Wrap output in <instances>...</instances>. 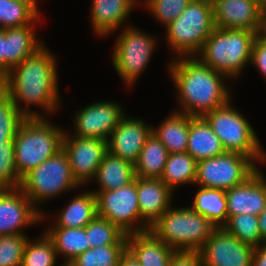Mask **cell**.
Listing matches in <instances>:
<instances>
[{
	"label": "cell",
	"instance_id": "cell-1",
	"mask_svg": "<svg viewBox=\"0 0 266 266\" xmlns=\"http://www.w3.org/2000/svg\"><path fill=\"white\" fill-rule=\"evenodd\" d=\"M48 49L44 45L14 66L0 81V86L9 94L25 118L45 117L35 110H30L31 106L43 109L45 114H54L60 109L57 59ZM22 103L25 104L23 108Z\"/></svg>",
	"mask_w": 266,
	"mask_h": 266
},
{
	"label": "cell",
	"instance_id": "cell-2",
	"mask_svg": "<svg viewBox=\"0 0 266 266\" xmlns=\"http://www.w3.org/2000/svg\"><path fill=\"white\" fill-rule=\"evenodd\" d=\"M167 65L175 85L177 112L191 117H204L215 108L231 100V90L226 84L229 77L204 65L197 57H176ZM226 78V79H225Z\"/></svg>",
	"mask_w": 266,
	"mask_h": 266
},
{
	"label": "cell",
	"instance_id": "cell-3",
	"mask_svg": "<svg viewBox=\"0 0 266 266\" xmlns=\"http://www.w3.org/2000/svg\"><path fill=\"white\" fill-rule=\"evenodd\" d=\"M255 38L256 32L247 29L215 28L195 57L229 79L238 78L251 62Z\"/></svg>",
	"mask_w": 266,
	"mask_h": 266
},
{
	"label": "cell",
	"instance_id": "cell-4",
	"mask_svg": "<svg viewBox=\"0 0 266 266\" xmlns=\"http://www.w3.org/2000/svg\"><path fill=\"white\" fill-rule=\"evenodd\" d=\"M64 132V128L47 117H29L22 121L13 139L15 165L21 179L62 149Z\"/></svg>",
	"mask_w": 266,
	"mask_h": 266
},
{
	"label": "cell",
	"instance_id": "cell-5",
	"mask_svg": "<svg viewBox=\"0 0 266 266\" xmlns=\"http://www.w3.org/2000/svg\"><path fill=\"white\" fill-rule=\"evenodd\" d=\"M216 227L191 207L172 205L150 227V231L176 251H199Z\"/></svg>",
	"mask_w": 266,
	"mask_h": 266
},
{
	"label": "cell",
	"instance_id": "cell-6",
	"mask_svg": "<svg viewBox=\"0 0 266 266\" xmlns=\"http://www.w3.org/2000/svg\"><path fill=\"white\" fill-rule=\"evenodd\" d=\"M215 28L212 1L191 0L180 16L165 27V39L177 57H193Z\"/></svg>",
	"mask_w": 266,
	"mask_h": 266
},
{
	"label": "cell",
	"instance_id": "cell-7",
	"mask_svg": "<svg viewBox=\"0 0 266 266\" xmlns=\"http://www.w3.org/2000/svg\"><path fill=\"white\" fill-rule=\"evenodd\" d=\"M79 187L81 186L73 177L68 156L63 149L29 171L20 184V189L42 214L41 223L49 216L40 209V203Z\"/></svg>",
	"mask_w": 266,
	"mask_h": 266
},
{
	"label": "cell",
	"instance_id": "cell-8",
	"mask_svg": "<svg viewBox=\"0 0 266 266\" xmlns=\"http://www.w3.org/2000/svg\"><path fill=\"white\" fill-rule=\"evenodd\" d=\"M231 102L232 100L215 108L204 118L210 124L213 132L220 138L225 152H237L246 155L255 163L265 162L266 153L261 147L256 131Z\"/></svg>",
	"mask_w": 266,
	"mask_h": 266
},
{
	"label": "cell",
	"instance_id": "cell-9",
	"mask_svg": "<svg viewBox=\"0 0 266 266\" xmlns=\"http://www.w3.org/2000/svg\"><path fill=\"white\" fill-rule=\"evenodd\" d=\"M115 41L111 56L114 70L131 87L150 63L157 39L127 22Z\"/></svg>",
	"mask_w": 266,
	"mask_h": 266
},
{
	"label": "cell",
	"instance_id": "cell-10",
	"mask_svg": "<svg viewBox=\"0 0 266 266\" xmlns=\"http://www.w3.org/2000/svg\"><path fill=\"white\" fill-rule=\"evenodd\" d=\"M93 193L97 216L107 219L126 235L150 229L140 218L136 176L132 182L116 190Z\"/></svg>",
	"mask_w": 266,
	"mask_h": 266
},
{
	"label": "cell",
	"instance_id": "cell-11",
	"mask_svg": "<svg viewBox=\"0 0 266 266\" xmlns=\"http://www.w3.org/2000/svg\"><path fill=\"white\" fill-rule=\"evenodd\" d=\"M259 166L248 156L237 152L197 162L195 186L227 191L249 178Z\"/></svg>",
	"mask_w": 266,
	"mask_h": 266
},
{
	"label": "cell",
	"instance_id": "cell-12",
	"mask_svg": "<svg viewBox=\"0 0 266 266\" xmlns=\"http://www.w3.org/2000/svg\"><path fill=\"white\" fill-rule=\"evenodd\" d=\"M62 149L68 156L73 177L83 186L94 181L97 169L108 152V141L71 135L66 130Z\"/></svg>",
	"mask_w": 266,
	"mask_h": 266
},
{
	"label": "cell",
	"instance_id": "cell-13",
	"mask_svg": "<svg viewBox=\"0 0 266 266\" xmlns=\"http://www.w3.org/2000/svg\"><path fill=\"white\" fill-rule=\"evenodd\" d=\"M122 109V105L113 101L88 104L75 113L74 132L71 135L108 141L112 131L126 115Z\"/></svg>",
	"mask_w": 266,
	"mask_h": 266
},
{
	"label": "cell",
	"instance_id": "cell-14",
	"mask_svg": "<svg viewBox=\"0 0 266 266\" xmlns=\"http://www.w3.org/2000/svg\"><path fill=\"white\" fill-rule=\"evenodd\" d=\"M199 252L203 266H252L254 247L219 227Z\"/></svg>",
	"mask_w": 266,
	"mask_h": 266
},
{
	"label": "cell",
	"instance_id": "cell-15",
	"mask_svg": "<svg viewBox=\"0 0 266 266\" xmlns=\"http://www.w3.org/2000/svg\"><path fill=\"white\" fill-rule=\"evenodd\" d=\"M41 215L20 188L0 189V236L25 234L24 228L41 223Z\"/></svg>",
	"mask_w": 266,
	"mask_h": 266
},
{
	"label": "cell",
	"instance_id": "cell-16",
	"mask_svg": "<svg viewBox=\"0 0 266 266\" xmlns=\"http://www.w3.org/2000/svg\"><path fill=\"white\" fill-rule=\"evenodd\" d=\"M152 127L142 119L124 116L109 137L108 151L135 164L142 147L152 133Z\"/></svg>",
	"mask_w": 266,
	"mask_h": 266
},
{
	"label": "cell",
	"instance_id": "cell-17",
	"mask_svg": "<svg viewBox=\"0 0 266 266\" xmlns=\"http://www.w3.org/2000/svg\"><path fill=\"white\" fill-rule=\"evenodd\" d=\"M258 168L241 184L225 191L227 215L239 214L258 216L266 205V177Z\"/></svg>",
	"mask_w": 266,
	"mask_h": 266
},
{
	"label": "cell",
	"instance_id": "cell-18",
	"mask_svg": "<svg viewBox=\"0 0 266 266\" xmlns=\"http://www.w3.org/2000/svg\"><path fill=\"white\" fill-rule=\"evenodd\" d=\"M216 28L247 29L257 33L261 10L255 0H211Z\"/></svg>",
	"mask_w": 266,
	"mask_h": 266
},
{
	"label": "cell",
	"instance_id": "cell-19",
	"mask_svg": "<svg viewBox=\"0 0 266 266\" xmlns=\"http://www.w3.org/2000/svg\"><path fill=\"white\" fill-rule=\"evenodd\" d=\"M136 185L140 218L150 228L173 205V191L161 178L136 176Z\"/></svg>",
	"mask_w": 266,
	"mask_h": 266
},
{
	"label": "cell",
	"instance_id": "cell-20",
	"mask_svg": "<svg viewBox=\"0 0 266 266\" xmlns=\"http://www.w3.org/2000/svg\"><path fill=\"white\" fill-rule=\"evenodd\" d=\"M137 2L139 0H92L90 20L94 34L109 36L124 27Z\"/></svg>",
	"mask_w": 266,
	"mask_h": 266
},
{
	"label": "cell",
	"instance_id": "cell-21",
	"mask_svg": "<svg viewBox=\"0 0 266 266\" xmlns=\"http://www.w3.org/2000/svg\"><path fill=\"white\" fill-rule=\"evenodd\" d=\"M33 24L36 23L4 29V77L14 66L45 45L35 34L36 28Z\"/></svg>",
	"mask_w": 266,
	"mask_h": 266
},
{
	"label": "cell",
	"instance_id": "cell-22",
	"mask_svg": "<svg viewBox=\"0 0 266 266\" xmlns=\"http://www.w3.org/2000/svg\"><path fill=\"white\" fill-rule=\"evenodd\" d=\"M127 250L141 266H169L176 250L166 245L150 230L127 235Z\"/></svg>",
	"mask_w": 266,
	"mask_h": 266
},
{
	"label": "cell",
	"instance_id": "cell-23",
	"mask_svg": "<svg viewBox=\"0 0 266 266\" xmlns=\"http://www.w3.org/2000/svg\"><path fill=\"white\" fill-rule=\"evenodd\" d=\"M187 152L197 162L225 153L220 138L204 117L189 116Z\"/></svg>",
	"mask_w": 266,
	"mask_h": 266
},
{
	"label": "cell",
	"instance_id": "cell-24",
	"mask_svg": "<svg viewBox=\"0 0 266 266\" xmlns=\"http://www.w3.org/2000/svg\"><path fill=\"white\" fill-rule=\"evenodd\" d=\"M134 178V164L108 151L94 177L99 188L93 189L92 192L116 190L122 186H126L132 182Z\"/></svg>",
	"mask_w": 266,
	"mask_h": 266
},
{
	"label": "cell",
	"instance_id": "cell-25",
	"mask_svg": "<svg viewBox=\"0 0 266 266\" xmlns=\"http://www.w3.org/2000/svg\"><path fill=\"white\" fill-rule=\"evenodd\" d=\"M97 215L96 196L92 191H82L56 215L55 224L49 227L83 228Z\"/></svg>",
	"mask_w": 266,
	"mask_h": 266
},
{
	"label": "cell",
	"instance_id": "cell-26",
	"mask_svg": "<svg viewBox=\"0 0 266 266\" xmlns=\"http://www.w3.org/2000/svg\"><path fill=\"white\" fill-rule=\"evenodd\" d=\"M152 132L166 147L169 154L187 152L189 115L174 111Z\"/></svg>",
	"mask_w": 266,
	"mask_h": 266
},
{
	"label": "cell",
	"instance_id": "cell-27",
	"mask_svg": "<svg viewBox=\"0 0 266 266\" xmlns=\"http://www.w3.org/2000/svg\"><path fill=\"white\" fill-rule=\"evenodd\" d=\"M44 232L52 240L58 257L62 256L66 259L65 266L89 249L85 227H48Z\"/></svg>",
	"mask_w": 266,
	"mask_h": 266
},
{
	"label": "cell",
	"instance_id": "cell-28",
	"mask_svg": "<svg viewBox=\"0 0 266 266\" xmlns=\"http://www.w3.org/2000/svg\"><path fill=\"white\" fill-rule=\"evenodd\" d=\"M169 153L152 132L134 164L135 176L143 179L161 178Z\"/></svg>",
	"mask_w": 266,
	"mask_h": 266
},
{
	"label": "cell",
	"instance_id": "cell-29",
	"mask_svg": "<svg viewBox=\"0 0 266 266\" xmlns=\"http://www.w3.org/2000/svg\"><path fill=\"white\" fill-rule=\"evenodd\" d=\"M191 208L207 218L216 228L223 227L227 220L225 191L199 186Z\"/></svg>",
	"mask_w": 266,
	"mask_h": 266
},
{
	"label": "cell",
	"instance_id": "cell-30",
	"mask_svg": "<svg viewBox=\"0 0 266 266\" xmlns=\"http://www.w3.org/2000/svg\"><path fill=\"white\" fill-rule=\"evenodd\" d=\"M38 7L35 0H0V29L40 22Z\"/></svg>",
	"mask_w": 266,
	"mask_h": 266
},
{
	"label": "cell",
	"instance_id": "cell-31",
	"mask_svg": "<svg viewBox=\"0 0 266 266\" xmlns=\"http://www.w3.org/2000/svg\"><path fill=\"white\" fill-rule=\"evenodd\" d=\"M197 161L188 153H173L167 157L161 180L174 192L177 186L195 184Z\"/></svg>",
	"mask_w": 266,
	"mask_h": 266
},
{
	"label": "cell",
	"instance_id": "cell-32",
	"mask_svg": "<svg viewBox=\"0 0 266 266\" xmlns=\"http://www.w3.org/2000/svg\"><path fill=\"white\" fill-rule=\"evenodd\" d=\"M89 248L105 245H127V235L107 219L95 216L85 226Z\"/></svg>",
	"mask_w": 266,
	"mask_h": 266
},
{
	"label": "cell",
	"instance_id": "cell-33",
	"mask_svg": "<svg viewBox=\"0 0 266 266\" xmlns=\"http://www.w3.org/2000/svg\"><path fill=\"white\" fill-rule=\"evenodd\" d=\"M42 235V236H41ZM38 239L28 238L23 252L21 266H56L57 252L52 240L45 232ZM56 264V265H55ZM60 266H65L64 264Z\"/></svg>",
	"mask_w": 266,
	"mask_h": 266
},
{
	"label": "cell",
	"instance_id": "cell-34",
	"mask_svg": "<svg viewBox=\"0 0 266 266\" xmlns=\"http://www.w3.org/2000/svg\"><path fill=\"white\" fill-rule=\"evenodd\" d=\"M24 119L12 98L0 86V145L13 144V139Z\"/></svg>",
	"mask_w": 266,
	"mask_h": 266
},
{
	"label": "cell",
	"instance_id": "cell-35",
	"mask_svg": "<svg viewBox=\"0 0 266 266\" xmlns=\"http://www.w3.org/2000/svg\"><path fill=\"white\" fill-rule=\"evenodd\" d=\"M127 245H105L89 248L67 266H118Z\"/></svg>",
	"mask_w": 266,
	"mask_h": 266
},
{
	"label": "cell",
	"instance_id": "cell-36",
	"mask_svg": "<svg viewBox=\"0 0 266 266\" xmlns=\"http://www.w3.org/2000/svg\"><path fill=\"white\" fill-rule=\"evenodd\" d=\"M223 228L241 242L253 246L254 248L264 243L261 239L258 216L256 215L239 214L228 217Z\"/></svg>",
	"mask_w": 266,
	"mask_h": 266
},
{
	"label": "cell",
	"instance_id": "cell-37",
	"mask_svg": "<svg viewBox=\"0 0 266 266\" xmlns=\"http://www.w3.org/2000/svg\"><path fill=\"white\" fill-rule=\"evenodd\" d=\"M190 2L191 0H142L139 3H144V8H147L152 17L166 27L180 16Z\"/></svg>",
	"mask_w": 266,
	"mask_h": 266
},
{
	"label": "cell",
	"instance_id": "cell-38",
	"mask_svg": "<svg viewBox=\"0 0 266 266\" xmlns=\"http://www.w3.org/2000/svg\"><path fill=\"white\" fill-rule=\"evenodd\" d=\"M21 180L15 165L14 144L0 145V189L20 188Z\"/></svg>",
	"mask_w": 266,
	"mask_h": 266
},
{
	"label": "cell",
	"instance_id": "cell-39",
	"mask_svg": "<svg viewBox=\"0 0 266 266\" xmlns=\"http://www.w3.org/2000/svg\"><path fill=\"white\" fill-rule=\"evenodd\" d=\"M26 234L0 236V266H21Z\"/></svg>",
	"mask_w": 266,
	"mask_h": 266
},
{
	"label": "cell",
	"instance_id": "cell-40",
	"mask_svg": "<svg viewBox=\"0 0 266 266\" xmlns=\"http://www.w3.org/2000/svg\"><path fill=\"white\" fill-rule=\"evenodd\" d=\"M250 63L254 65L256 70L266 79V42L257 37L253 43Z\"/></svg>",
	"mask_w": 266,
	"mask_h": 266
},
{
	"label": "cell",
	"instance_id": "cell-41",
	"mask_svg": "<svg viewBox=\"0 0 266 266\" xmlns=\"http://www.w3.org/2000/svg\"><path fill=\"white\" fill-rule=\"evenodd\" d=\"M169 266H203L199 251H176Z\"/></svg>",
	"mask_w": 266,
	"mask_h": 266
},
{
	"label": "cell",
	"instance_id": "cell-42",
	"mask_svg": "<svg viewBox=\"0 0 266 266\" xmlns=\"http://www.w3.org/2000/svg\"><path fill=\"white\" fill-rule=\"evenodd\" d=\"M252 266H266V242L254 248Z\"/></svg>",
	"mask_w": 266,
	"mask_h": 266
},
{
	"label": "cell",
	"instance_id": "cell-43",
	"mask_svg": "<svg viewBox=\"0 0 266 266\" xmlns=\"http://www.w3.org/2000/svg\"><path fill=\"white\" fill-rule=\"evenodd\" d=\"M256 37L266 42V10L261 11L259 28L257 30Z\"/></svg>",
	"mask_w": 266,
	"mask_h": 266
},
{
	"label": "cell",
	"instance_id": "cell-44",
	"mask_svg": "<svg viewBox=\"0 0 266 266\" xmlns=\"http://www.w3.org/2000/svg\"><path fill=\"white\" fill-rule=\"evenodd\" d=\"M118 266H141V264L128 250H126L121 257Z\"/></svg>",
	"mask_w": 266,
	"mask_h": 266
},
{
	"label": "cell",
	"instance_id": "cell-45",
	"mask_svg": "<svg viewBox=\"0 0 266 266\" xmlns=\"http://www.w3.org/2000/svg\"><path fill=\"white\" fill-rule=\"evenodd\" d=\"M4 29H0V81L4 78Z\"/></svg>",
	"mask_w": 266,
	"mask_h": 266
},
{
	"label": "cell",
	"instance_id": "cell-46",
	"mask_svg": "<svg viewBox=\"0 0 266 266\" xmlns=\"http://www.w3.org/2000/svg\"><path fill=\"white\" fill-rule=\"evenodd\" d=\"M258 225L261 239L266 242V205L262 212L258 215Z\"/></svg>",
	"mask_w": 266,
	"mask_h": 266
},
{
	"label": "cell",
	"instance_id": "cell-47",
	"mask_svg": "<svg viewBox=\"0 0 266 266\" xmlns=\"http://www.w3.org/2000/svg\"><path fill=\"white\" fill-rule=\"evenodd\" d=\"M261 11L266 10V0H255Z\"/></svg>",
	"mask_w": 266,
	"mask_h": 266
}]
</instances>
